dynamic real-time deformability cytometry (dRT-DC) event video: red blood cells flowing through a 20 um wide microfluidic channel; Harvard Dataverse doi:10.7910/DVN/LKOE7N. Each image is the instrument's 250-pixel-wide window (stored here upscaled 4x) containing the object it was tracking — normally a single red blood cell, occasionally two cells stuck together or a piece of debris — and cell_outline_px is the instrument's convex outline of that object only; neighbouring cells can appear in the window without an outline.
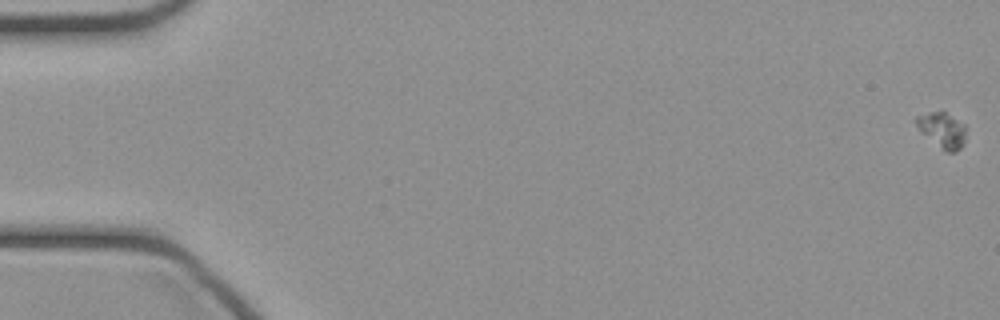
{"species": "common noctule bat (a hibernating species)", "species_latin": "Nyctalus noctula", "temperature_condition": "cold", "stored_images_in_passage": 49, "camera_frame_rate_fps": 3000, "um_per_image_px": 0.085, "animal": {"sex": "female", "body_mass_g": 21.9}, "frame": {"image": 1, "passage_image": 1, "time_ms": 0.0, "image_size_px": [1000, 320], "cell_outline_px": [[964, 144], [956, 152], [944, 152], [920, 132], [912, 120], [916, 116], [932, 112], [944, 112], [964, 124]], "centroid_in_image_um": [80.03, 11.09], "position_along_channel_um": 5.0, "area_um2": 10.29}}